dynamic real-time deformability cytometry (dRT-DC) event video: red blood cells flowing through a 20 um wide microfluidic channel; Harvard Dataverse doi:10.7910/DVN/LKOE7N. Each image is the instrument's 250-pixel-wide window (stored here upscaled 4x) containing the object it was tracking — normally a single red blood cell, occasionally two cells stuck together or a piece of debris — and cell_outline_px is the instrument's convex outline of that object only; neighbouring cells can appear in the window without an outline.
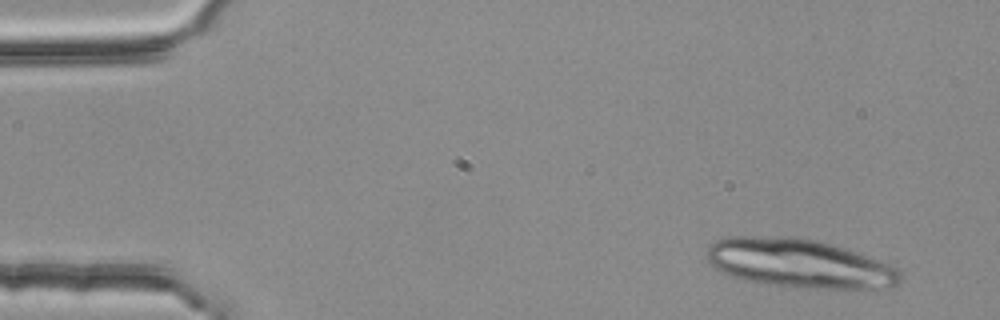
{"species": "common noctule bat (a hibernating species)", "species_latin": "Nyctalus noctula", "temperature_condition": "room temperature", "stored_images_in_passage": 3, "camera_frame_rate_fps": 3000, "um_per_image_px": 0.085, "animal": {"sex": "female", "body_mass_g": 25.1}, "frame": {"image": 1, "passage_image": 1, "time_ms": 0.0, "image_size_px": [1000, 320], "cell_outline_px": [[904, 280], [900, 284], [872, 288], [808, 288], [768, 284], [748, 280], [732, 276], [716, 268], [704, 256], [708, 248], [716, 240], [724, 236], [788, 236], [816, 240], [844, 248], [888, 264], [896, 268], [904, 276]], "centroid_in_image_um": [67.91, 22.37], "position_along_channel_um": 17.1, "area_um2": 54.62}}